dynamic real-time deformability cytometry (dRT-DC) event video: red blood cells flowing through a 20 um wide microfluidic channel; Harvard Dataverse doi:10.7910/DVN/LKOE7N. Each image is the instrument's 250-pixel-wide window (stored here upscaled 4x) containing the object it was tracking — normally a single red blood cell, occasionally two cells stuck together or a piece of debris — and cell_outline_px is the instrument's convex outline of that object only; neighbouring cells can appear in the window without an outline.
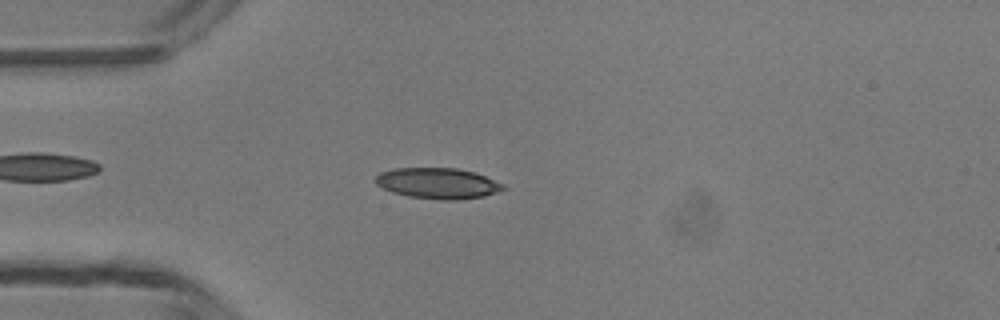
{"species": "common noctule bat (a hibernating species)", "species_latin": "Nyctalus noctula", "temperature_condition": "room temperature", "stored_images_in_passage": 47, "camera_frame_rate_fps": 3000, "um_per_image_px": 0.085, "animal": {"sex": "male", "body_mass_g": 13.3}, "frame": {"image": 1, "passage_image": 12, "time_ms": 3.667, "image_size_px": [1000, 320], "cell_outline_px": [[508, 188], [484, 196], [456, 200], [440, 200], [408, 196], [392, 192], [376, 184], [376, 176], [380, 172], [396, 168], [456, 168], [476, 172], [504, 184]], "centroid_in_image_um": [37.24, 15.58], "position_along_channel_um": 47.8, "area_um2": 22.95}}
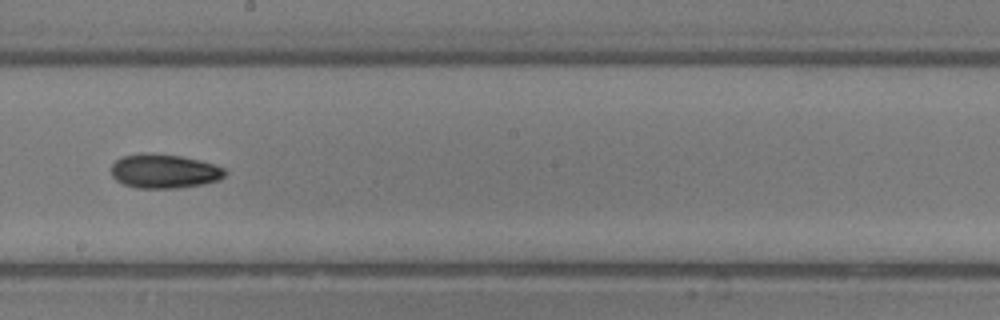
{"frame": {"image": 2, "passage_image": 26, "time_ms": 8.333, "image_size_px": [1000, 320], "cell_outline_px": [[228, 172], [220, 180], [204, 184], [180, 188], [136, 188], [124, 184], [116, 180], [112, 176], [112, 164], [116, 160], [124, 156], [140, 152], [148, 152], [180, 156], [200, 160], [224, 168]], "centroid_in_image_um": [13.97, 14.55], "position_along_channel_um": 234.2, "area_um2": 22.83}}
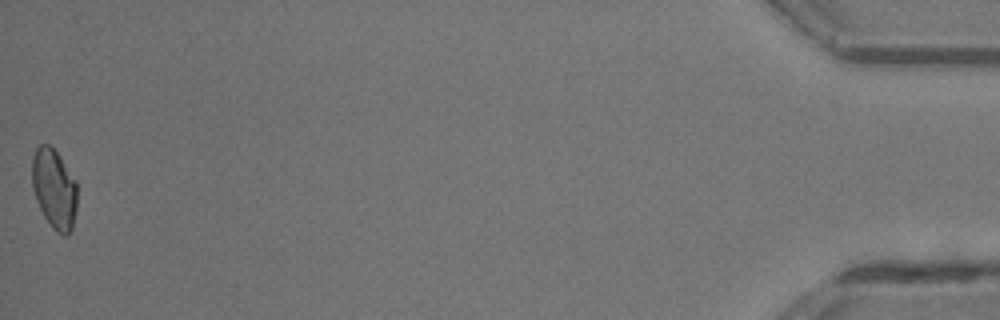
{"frame": {"image": 3, "passage_image": 47, "time_ms": 15.333, "image_size_px": [1000, 320], "cell_outline_px": [[76, 212], [72, 228], [64, 236], [56, 232], [52, 228], [44, 216], [36, 200], [32, 188], [32, 156], [36, 148], [40, 144], [48, 144], [60, 156], [76, 180]], "centroid_in_image_um": [4.6, 16.04], "position_along_channel_um": 430.6, "area_um2": 21.04}, "authors_computed_cell_mechanics": {"area_um2": 21.7906, "velocity_mm_per_s": 4.2844, "shape_relaxation_time_tau1_ms": 6.034, "shape_relaxation_time_tau2_ms": 6.8454, "deformation_change_tau1": 0.161, "deformation_change_tau2": 0.1351}}